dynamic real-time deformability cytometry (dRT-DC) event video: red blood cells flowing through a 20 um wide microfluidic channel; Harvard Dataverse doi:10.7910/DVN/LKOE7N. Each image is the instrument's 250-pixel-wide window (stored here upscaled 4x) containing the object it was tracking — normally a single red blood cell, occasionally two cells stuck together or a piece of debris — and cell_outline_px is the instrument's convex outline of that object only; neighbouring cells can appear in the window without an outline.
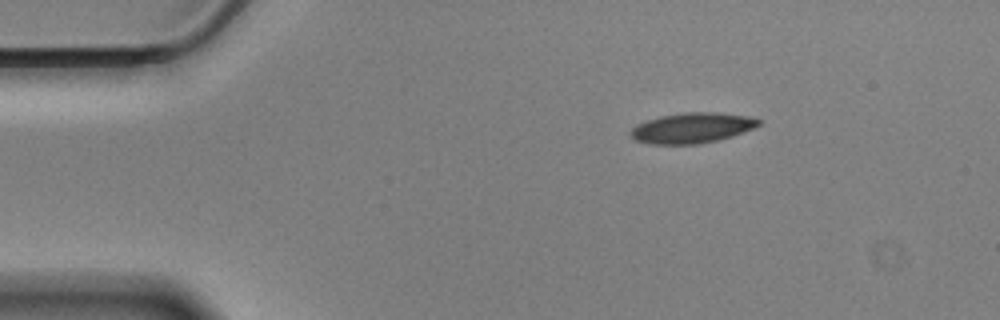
{"species": "Egyptian fruit bat (a non-hibernating species)", "species_latin": "Rousettus aegyptiacus", "temperature_condition": "cold", "stored_images_in_passage": 4, "camera_frame_rate_fps": 3000, "um_per_image_px": 0.085, "animal": {"sex": "male"}, "frame": {"image": 1, "passage_image": 1, "time_ms": 0.0, "image_size_px": [1000, 320], "cell_outline_px": [[760, 124], [744, 132], [720, 140], [696, 144], [648, 144], [636, 140], [628, 136], [628, 132], [636, 124], [660, 116], [684, 112], [716, 112], [748, 116], [760, 120]], "centroid_in_image_um": [58.78, 10.88], "position_along_channel_um": 26.2, "area_um2": 22.77}}